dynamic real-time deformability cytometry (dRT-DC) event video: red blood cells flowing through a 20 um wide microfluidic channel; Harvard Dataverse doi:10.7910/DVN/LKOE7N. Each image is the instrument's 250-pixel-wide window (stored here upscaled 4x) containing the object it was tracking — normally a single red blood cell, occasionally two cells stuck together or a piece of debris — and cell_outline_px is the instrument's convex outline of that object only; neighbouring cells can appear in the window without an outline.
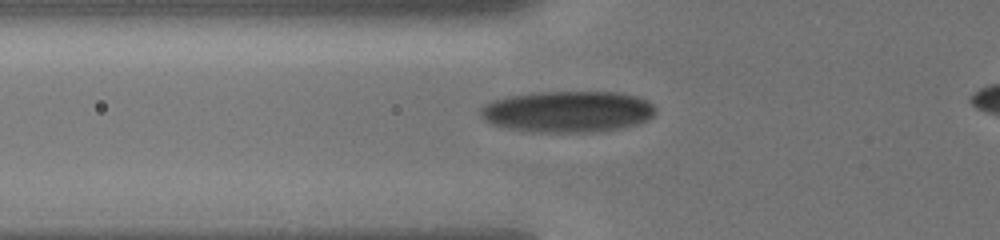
{"species": "human", "species_latin": "Homo sapiens", "temperature_condition": "cold", "stored_images_in_passage": 52, "camera_frame_rate_fps": 3000, "um_per_image_px": 0.085, "donor": {"sex": "male"}, "frame": {"image": 1, "passage_image": 4, "time_ms": 0.333, "image_size_px": [1000, 240], "cell_outline_px": [[656, 112], [648, 120], [640, 124], [624, 128], [588, 132], [544, 132], [512, 128], [488, 124], [480, 116], [480, 108], [484, 104], [492, 100], [504, 96], [536, 92], [616, 92], [636, 96], [648, 100], [656, 108]], "centroid_in_image_um": [48.26, 9.48], "position_along_channel_um": 77.5, "area_um2": 42.48}}
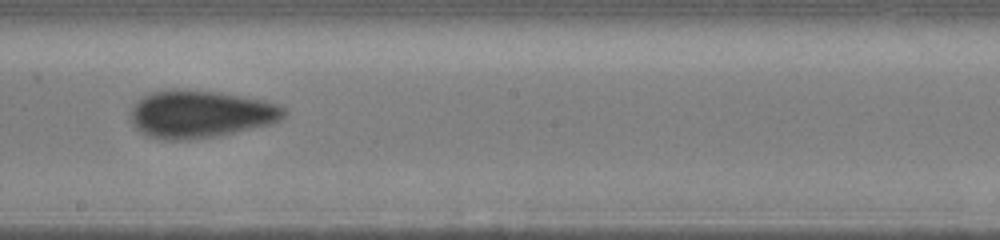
{"frame": {"image": 2, "passage_image": 30, "time_ms": 4.333, "image_size_px": [1000, 240], "cell_outline_px": [[288, 112], [280, 120], [272, 124], [216, 136], [188, 140], [164, 140], [148, 136], [140, 132], [132, 124], [132, 108], [136, 100], [152, 92], [172, 88], [176, 88], [216, 92], [264, 100], [276, 104], [284, 108]], "centroid_in_image_um": [17.02, 9.7], "position_along_channel_um": 231.2, "area_um2": 42.54}}
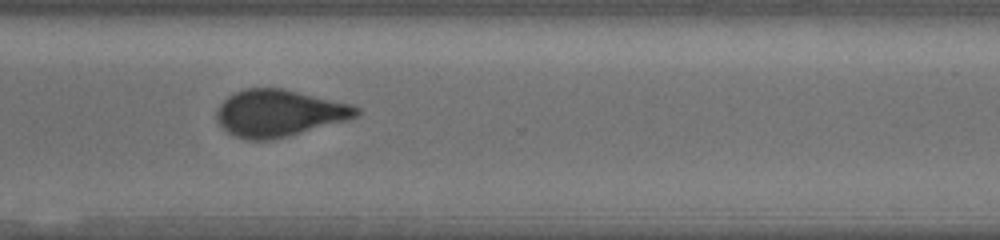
{"frame": {"image": 3, "passage_image": 51, "time_ms": 7.333, "image_size_px": [1000, 240], "cell_outline_px": [[360, 112], [356, 116], [348, 120], [288, 136], [272, 140], [244, 140], [232, 136], [220, 124], [216, 116], [216, 112], [220, 104], [228, 96], [244, 88], [284, 88], [352, 104], [360, 108]], "centroid_in_image_um": [23.72, 9.62], "position_along_channel_um": 346.9, "area_um2": 38.32}}